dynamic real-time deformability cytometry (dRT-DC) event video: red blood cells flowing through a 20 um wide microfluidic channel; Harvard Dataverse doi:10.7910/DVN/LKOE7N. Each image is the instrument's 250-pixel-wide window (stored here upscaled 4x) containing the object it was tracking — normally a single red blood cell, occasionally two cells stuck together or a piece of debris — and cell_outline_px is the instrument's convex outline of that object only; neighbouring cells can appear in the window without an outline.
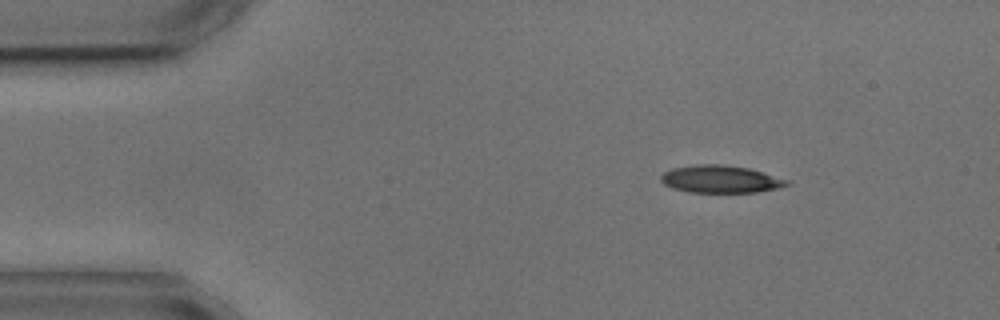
{"species": "common noctule bat (a hibernating species)", "species_latin": "Nyctalus noctula", "temperature_condition": "cold", "stored_images_in_passage": 3, "camera_frame_rate_fps": 3000, "um_per_image_px": 0.085, "animal": {"sex": "male", "body_mass_g": 17.9, "forearm_length_mm": 54.2}, "frame": {"image": 1, "passage_image": 1, "time_ms": 0.0, "image_size_px": [1000, 320], "cell_outline_px": [[792, 184], [780, 188], [756, 192], [688, 192], [672, 188], [664, 184], [660, 180], [660, 176], [664, 172], [672, 168], [696, 164], [720, 164], [748, 168], [788, 180]], "centroid_in_image_um": [61.23, 15.23], "position_along_channel_um": 23.8, "area_um2": 20.17}}